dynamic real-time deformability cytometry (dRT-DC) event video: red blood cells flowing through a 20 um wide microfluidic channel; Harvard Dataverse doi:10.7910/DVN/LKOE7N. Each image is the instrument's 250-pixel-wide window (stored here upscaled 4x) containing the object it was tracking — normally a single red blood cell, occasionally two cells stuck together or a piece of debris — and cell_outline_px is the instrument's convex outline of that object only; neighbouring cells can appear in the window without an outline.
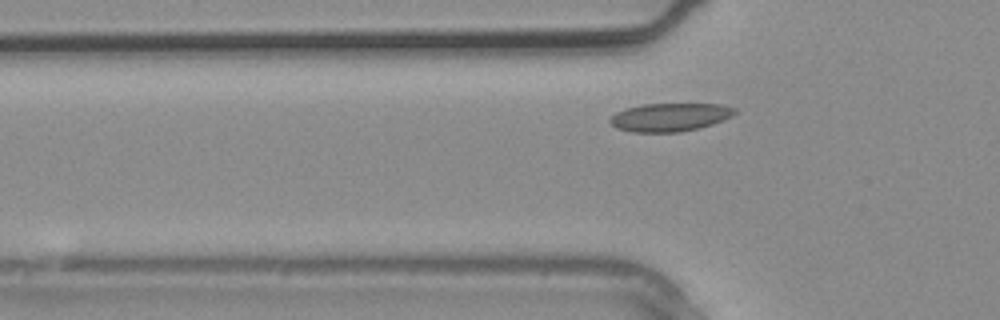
{"species": "common noctule bat (a hibernating species)", "species_latin": "Nyctalus noctula", "temperature_condition": "warm", "stored_images_in_passage": 2, "camera_frame_rate_fps": 3000, "um_per_image_px": 0.085, "animal": {"sex": "male", "body_mass_g": 20.4}, "frame": {"image": 1, "passage_image": 2, "time_ms": 0.333, "image_size_px": [1000, 320], "cell_outline_px": [[736, 112], [732, 116], [712, 124], [700, 128], [680, 132], [632, 132], [616, 128], [608, 120], [616, 112], [628, 108], [644, 104], [720, 104], [736, 108]], "centroid_in_image_um": [56.95, 9.96], "position_along_channel_um": 68.9, "area_um2": 20.46}}